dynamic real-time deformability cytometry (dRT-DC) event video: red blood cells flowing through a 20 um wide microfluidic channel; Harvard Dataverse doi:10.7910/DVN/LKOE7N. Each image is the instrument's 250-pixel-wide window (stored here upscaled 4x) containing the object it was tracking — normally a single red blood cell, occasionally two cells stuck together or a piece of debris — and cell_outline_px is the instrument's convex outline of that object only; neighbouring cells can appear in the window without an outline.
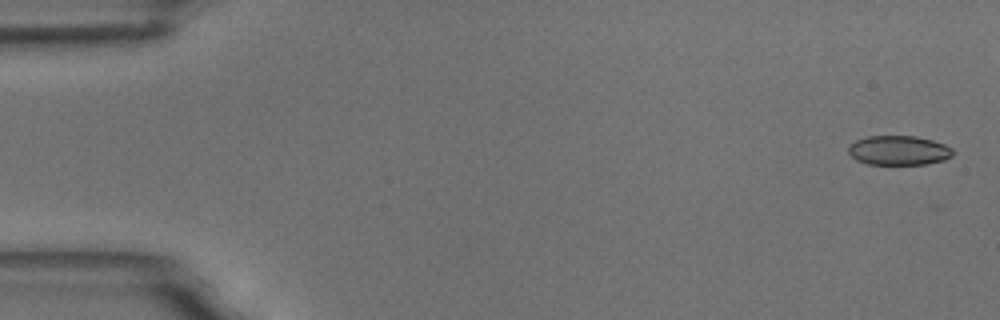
{"species": "common noctule bat (a hibernating species)", "species_latin": "Nyctalus noctula", "temperature_condition": "room temperature", "stored_images_in_passage": 5, "camera_frame_rate_fps": 3000, "um_per_image_px": 0.085, "animal": {"sex": "male", "body_mass_g": 18.8}, "frame": {"image": 1, "passage_image": 1, "time_ms": 0.0, "image_size_px": [1000, 320], "cell_outline_px": [[956, 152], [952, 156], [944, 160], [924, 164], [868, 164], [856, 160], [848, 152], [848, 148], [856, 140], [868, 136], [916, 136], [932, 140], [944, 144], [952, 148]], "centroid_in_image_um": [76.42, 12.78], "position_along_channel_um": 8.6, "area_um2": 17.92}}
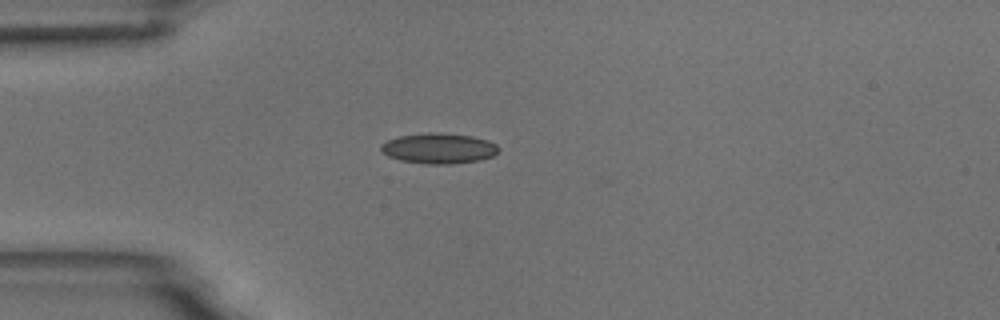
{"frame": {"image": 2, "passage_image": 5, "time_ms": 4.333, "image_size_px": [1000, 320], "cell_outline_px": [[500, 148], [492, 156], [480, 160], [452, 164], [428, 164], [400, 160], [388, 156], [380, 148], [380, 144], [396, 136], [428, 132], [440, 132], [472, 136], [488, 140], [496, 144]], "centroid_in_image_um": [37.29, 12.6], "position_along_channel_um": 47.7, "area_um2": 20.98}}